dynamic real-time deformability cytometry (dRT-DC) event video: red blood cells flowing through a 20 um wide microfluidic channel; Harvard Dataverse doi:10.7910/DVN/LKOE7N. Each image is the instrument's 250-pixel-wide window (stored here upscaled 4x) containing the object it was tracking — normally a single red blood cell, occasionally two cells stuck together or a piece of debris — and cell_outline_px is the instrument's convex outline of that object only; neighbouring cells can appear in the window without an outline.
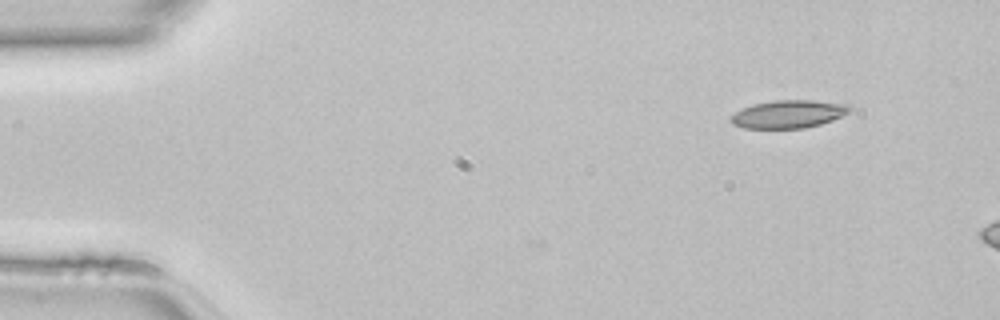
{"species": "common noctule bat (a hibernating species)", "species_latin": "Nyctalus noctula", "temperature_condition": "room temperature", "stored_images_in_passage": 2, "camera_frame_rate_fps": 3000, "um_per_image_px": 0.085, "animal": {"sex": "female", "body_mass_g": 22.7, "forearm_length_mm": 54.2}, "frame": {"image": 1, "passage_image": 2, "time_ms": 0.333, "image_size_px": [1000, 320], "cell_outline_px": [[852, 108], [848, 112], [832, 120], [820, 124], [804, 128], [744, 128], [732, 124], [728, 120], [736, 112], [752, 104], [772, 100], [812, 100], [848, 104]], "centroid_in_image_um": [67.0, 9.69], "position_along_channel_um": 18.0, "area_um2": 19.25}}